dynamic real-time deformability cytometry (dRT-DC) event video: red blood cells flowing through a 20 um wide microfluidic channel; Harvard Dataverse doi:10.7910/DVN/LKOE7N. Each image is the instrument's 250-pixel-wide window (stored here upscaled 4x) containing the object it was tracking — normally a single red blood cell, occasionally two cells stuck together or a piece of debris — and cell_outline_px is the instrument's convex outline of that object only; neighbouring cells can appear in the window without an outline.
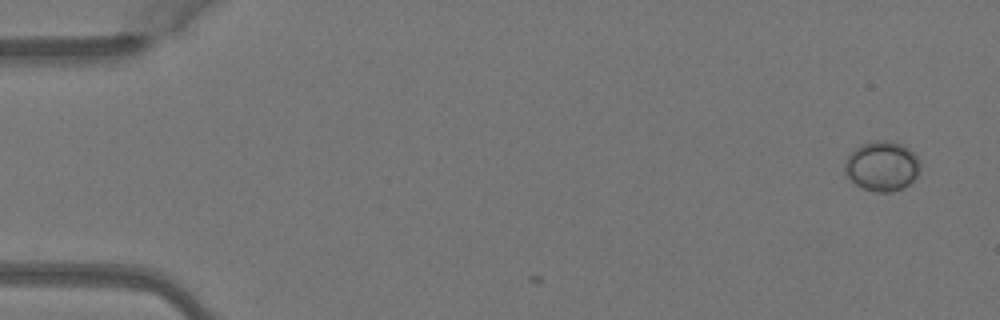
{"species": "Egyptian fruit bat (a non-hibernating species)", "species_latin": "Rousettus aegyptiacus", "temperature_condition": "warm", "stored_images_in_passage": 3, "camera_frame_rate_fps": 3000, "um_per_image_px": 0.085, "animal": {"sex": "female"}, "frame": {"image": 1, "passage_image": 1, "time_ms": 0.0, "image_size_px": [1000, 320], "cell_outline_px": [[920, 168], [916, 176], [908, 184], [892, 192], [876, 192], [860, 188], [848, 176], [844, 168], [844, 164], [848, 156], [856, 148], [864, 144], [876, 140], [892, 140], [908, 148], [916, 156], [920, 164]], "centroid_in_image_um": [74.97, 14.12], "position_along_channel_um": 10.0, "area_um2": 21.62}}